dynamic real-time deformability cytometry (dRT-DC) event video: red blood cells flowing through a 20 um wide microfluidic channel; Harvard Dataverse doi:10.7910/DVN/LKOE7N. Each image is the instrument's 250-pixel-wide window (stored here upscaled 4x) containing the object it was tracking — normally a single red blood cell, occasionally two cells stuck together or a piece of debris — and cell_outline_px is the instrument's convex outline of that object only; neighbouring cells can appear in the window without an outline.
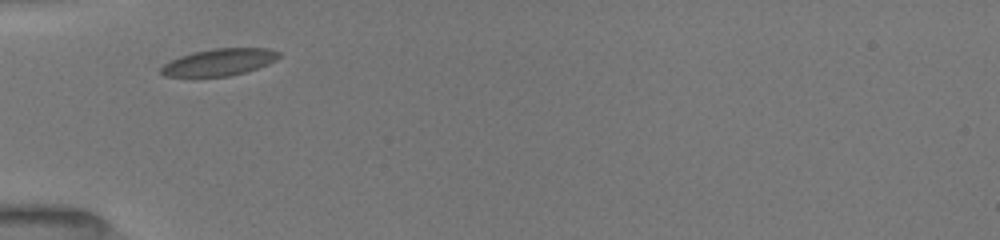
{"species": "common noctule bat (a hibernating species)", "species_latin": "Nyctalus noctula", "temperature_condition": "room temperature", "stored_images_in_passage": 7, "camera_frame_rate_fps": 3000, "um_per_image_px": 0.085, "animal": {"sex": "female", "body_mass_g": 19.5, "forearm_length_mm": 54.1}, "frame": {"image": 1, "passage_image": 1, "time_ms": 0.0, "image_size_px": [1000, 240], "cell_outline_px": [[280, 56], [276, 60], [268, 64], [244, 72], [228, 76], [164, 76], [160, 72], [160, 68], [164, 64], [180, 56], [192, 52], [212, 48], [268, 48], [280, 52]], "centroid_in_image_um": [18.64, 5.27], "position_along_channel_um": 66.4, "area_um2": 18.38}}
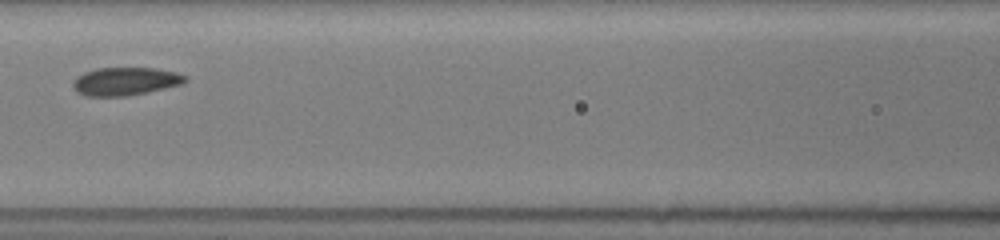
{"frame": {"image": 2, "passage_image": 5, "time_ms": 2.333, "image_size_px": [1000, 240], "cell_outline_px": [[188, 80], [184, 84], [148, 92], [128, 96], [84, 96], [76, 92], [72, 88], [72, 84], [76, 76], [84, 72], [96, 68], [152, 68], [176, 72], [188, 76]], "centroid_in_image_um": [10.65, 6.92], "position_along_channel_um": 155.9, "area_um2": 18.67}}
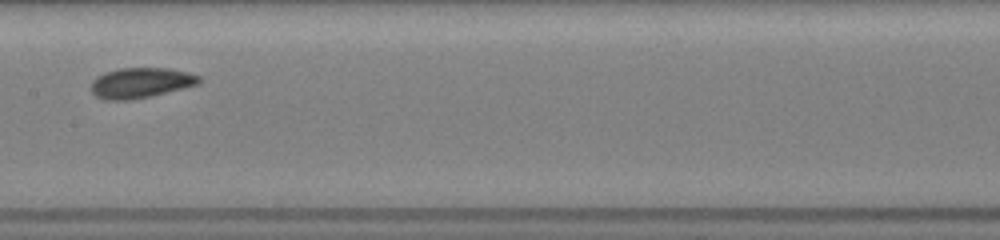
{"frame": {"image": 3, "passage_image": 6, "time_ms": 3.333, "image_size_px": [1000, 240], "cell_outline_px": [[200, 84], [152, 96], [132, 100], [104, 100], [96, 96], [92, 92], [92, 80], [96, 76], [104, 72], [116, 68], [168, 68], [188, 72], [200, 76]], "centroid_in_image_um": [11.95, 7.04], "position_along_channel_um": 195.4, "area_um2": 19.31}}